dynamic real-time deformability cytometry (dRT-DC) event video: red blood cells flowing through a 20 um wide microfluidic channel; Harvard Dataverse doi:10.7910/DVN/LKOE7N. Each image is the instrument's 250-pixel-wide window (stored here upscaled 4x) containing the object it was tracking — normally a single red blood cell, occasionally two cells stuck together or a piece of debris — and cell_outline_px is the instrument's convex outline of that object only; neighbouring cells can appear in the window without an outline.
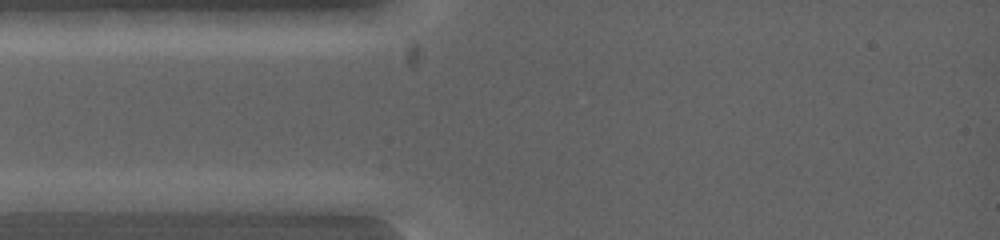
{"species": "common noctule bat (a hibernating species)", "species_latin": "Nyctalus noctula", "temperature_condition": "warm", "stored_images_in_passage": 4, "camera_frame_rate_fps": 5000, "um_per_image_px": 0.085, "animal": {"sex": "female", "body_mass_g": 19.0, "forearm_length_mm": 53.3}, "frame": {"image": 1, "passage_image": 2, "time_ms": 0.4, "image_size_px": [1000, 240], "cell_outline_px": [[132, 212], [40, 212], [36, 200], [64, 192], [120, 192], [132, 200]], "centroid_in_image_um": [7.3, 17.22], "position_along_channel_um": 77.7, "area_um2": 12.54}}